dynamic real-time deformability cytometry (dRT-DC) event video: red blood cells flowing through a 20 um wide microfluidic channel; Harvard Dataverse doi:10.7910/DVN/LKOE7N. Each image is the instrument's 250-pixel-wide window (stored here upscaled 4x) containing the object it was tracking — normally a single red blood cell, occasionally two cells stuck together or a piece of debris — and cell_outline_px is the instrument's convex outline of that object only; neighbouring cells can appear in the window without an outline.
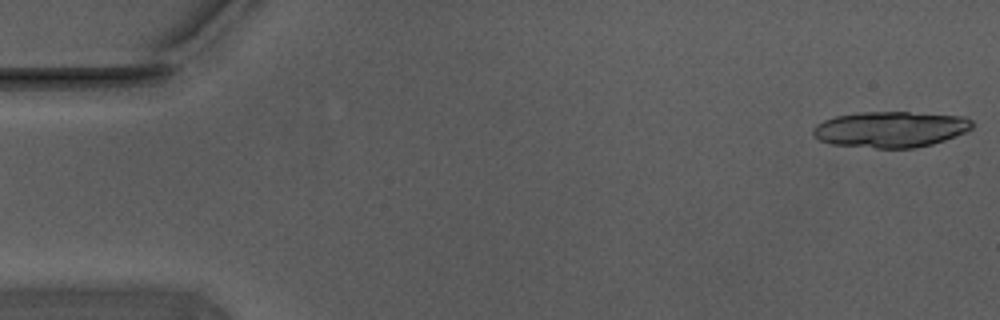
{"species": "Egyptian fruit bat (a non-hibernating species)", "species_latin": "Rousettus aegyptiacus", "temperature_condition": "warm", "stored_images_in_passage": 5, "camera_frame_rate_fps": 3000, "um_per_image_px": 0.085, "animal": {"sex": "male"}, "frame": {"image": 1, "passage_image": 1, "time_ms": 0.0, "image_size_px": [1000, 320], "cell_outline_px": [[972, 128], [964, 132], [944, 140], [932, 144], [916, 148], [876, 148], [832, 144], [820, 140], [812, 132], [812, 128], [816, 124], [824, 120], [836, 116], [860, 112], [908, 112], [964, 116], [972, 120]], "centroid_in_image_um": [75.69, 10.99], "position_along_channel_um": 9.3, "area_um2": 33.23}}